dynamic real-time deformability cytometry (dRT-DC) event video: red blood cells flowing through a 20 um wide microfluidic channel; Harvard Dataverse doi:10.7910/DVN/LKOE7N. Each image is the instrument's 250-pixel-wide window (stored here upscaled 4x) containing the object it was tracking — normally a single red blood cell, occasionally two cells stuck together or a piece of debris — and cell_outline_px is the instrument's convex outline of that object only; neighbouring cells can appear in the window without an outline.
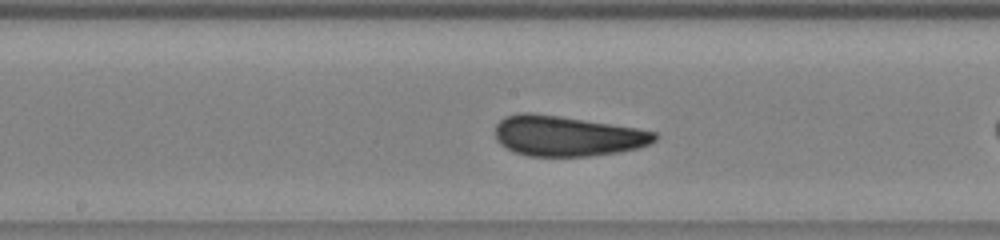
{"species": "human", "species_latin": "Homo sapiens", "temperature_condition": "warm", "stored_images_in_passage": 27, "camera_frame_rate_fps": 3000, "um_per_image_px": 0.085, "donor": {"sex": "male"}, "frame": {"image": 1, "passage_image": 8, "time_ms": 2.333, "image_size_px": [1000, 240], "cell_outline_px": [[656, 140], [648, 144], [636, 148], [616, 152], [588, 156], [528, 156], [512, 152], [500, 144], [496, 140], [496, 124], [504, 116], [520, 112], [532, 112], [560, 116], [636, 128], [656, 132]], "centroid_in_image_um": [48.13, 11.55], "position_along_channel_um": 200.1, "area_um2": 37.4}}
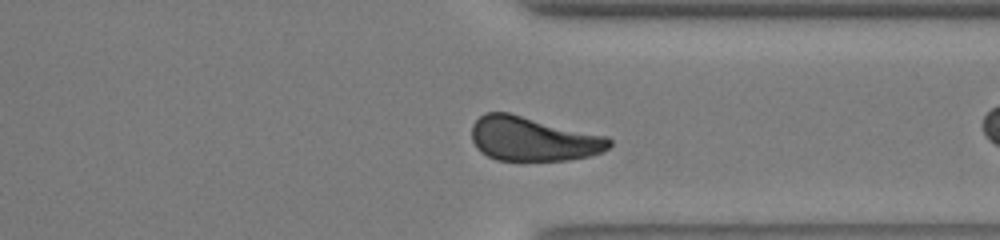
{"frame": {"image": 2, "passage_image": 18, "time_ms": 5.667, "image_size_px": [1000, 240], "cell_outline_px": [[612, 144], [608, 148], [600, 152], [588, 156], [568, 160], [496, 160], [480, 152], [476, 148], [472, 140], [472, 124], [484, 112], [508, 112], [608, 136], [612, 140]], "centroid_in_image_um": [45.29, 11.8], "position_along_channel_um": 366.1, "area_um2": 35.6}}
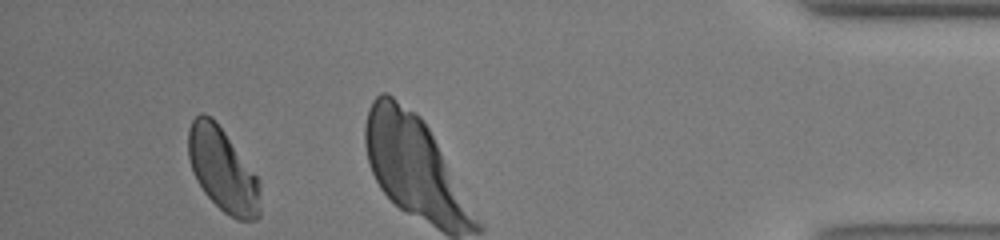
{"frame": {"image": 3, "passage_image": 25, "time_ms": 8.0, "image_size_px": [1000, 240], "cell_outline_px": [[260, 216], [256, 220], [236, 220], [224, 212], [204, 192], [196, 180], [188, 156], [188, 128], [192, 120], [200, 112], [204, 112], [212, 116], [260, 180]], "centroid_in_image_um": [18.93, 14.44], "position_along_channel_um": 416.3, "area_um2": 35.03}}